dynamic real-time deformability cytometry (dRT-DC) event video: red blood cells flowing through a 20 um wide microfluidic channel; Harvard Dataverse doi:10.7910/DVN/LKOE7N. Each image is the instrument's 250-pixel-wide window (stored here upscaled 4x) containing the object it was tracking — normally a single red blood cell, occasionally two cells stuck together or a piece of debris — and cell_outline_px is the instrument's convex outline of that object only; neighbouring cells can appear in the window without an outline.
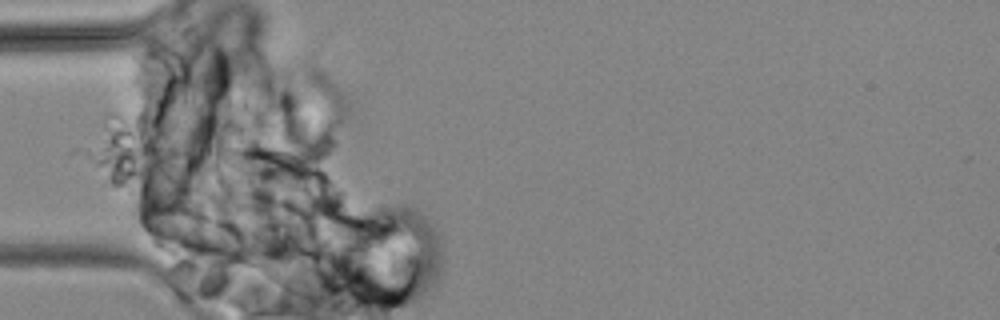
{"species": "common noctule bat (a hibernating species)", "species_latin": "Nyctalus noctula", "temperature_condition": "cold", "stored_images_in_passage": 2, "camera_frame_rate_fps": 3000, "um_per_image_px": 0.085, "animal": {"sex": "male", "body_mass_g": 19.2, "forearm_length_mm": 51.8}, "frame": {"image": 1, "passage_image": 1, "time_ms": 0.0, "image_size_px": [1000, 320], "cell_outline_px": [[244, 256], [224, 256], [196, 252], [180, 248], [148, 232], [144, 228], [140, 220], [140, 212], [148, 200], [180, 200], [232, 220], [236, 224], [240, 232]], "centroid_in_image_um": [16.31, 19.37], "position_along_channel_um": 68.7, "area_um2": 28.78}}